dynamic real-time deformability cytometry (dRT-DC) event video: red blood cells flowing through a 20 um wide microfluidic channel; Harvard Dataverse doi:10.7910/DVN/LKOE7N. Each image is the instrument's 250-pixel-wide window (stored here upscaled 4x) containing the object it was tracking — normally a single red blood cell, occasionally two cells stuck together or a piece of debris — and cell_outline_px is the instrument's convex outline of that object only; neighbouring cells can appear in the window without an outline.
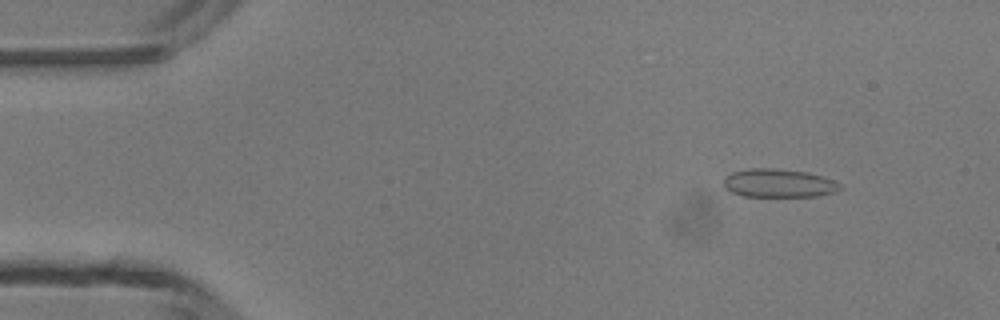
{"species": "common noctule bat (a hibernating species)", "species_latin": "Nyctalus noctula", "temperature_condition": "room temperature", "stored_images_in_passage": 47, "camera_frame_rate_fps": 3000, "um_per_image_px": 0.085, "animal": {"sex": "male", "body_mass_g": 13.3}, "frame": {"image": 1, "passage_image": 5, "time_ms": 1.333, "image_size_px": [1000, 320], "cell_outline_px": [[840, 188], [836, 192], [816, 196], [744, 196], [732, 192], [724, 188], [724, 176], [732, 172], [748, 168], [776, 168], [808, 172], [832, 180], [840, 184]], "centroid_in_image_um": [66.14, 15.56], "position_along_channel_um": 18.9, "area_um2": 19.25}}
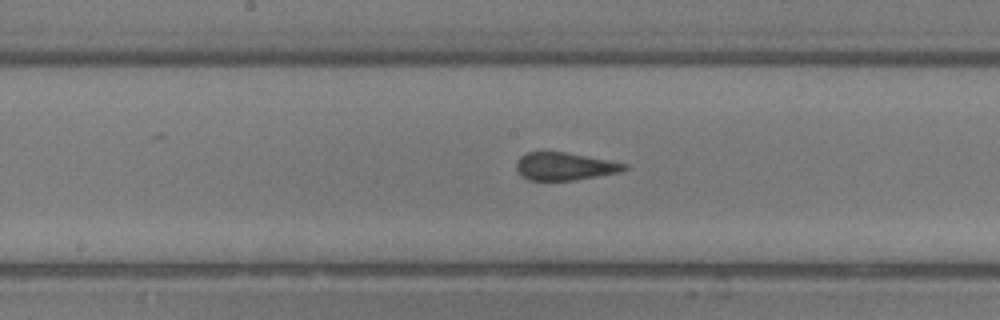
{"frame": {"image": 2, "passage_image": 24, "time_ms": 7.667, "image_size_px": [1000, 320], "cell_outline_px": [[628, 168], [620, 172], [572, 180], [528, 180], [516, 168], [516, 160], [520, 156], [528, 152], [564, 152], [608, 160], [628, 164]], "centroid_in_image_um": [47.99, 14.13], "position_along_channel_um": 200.2, "area_um2": 17.17}}
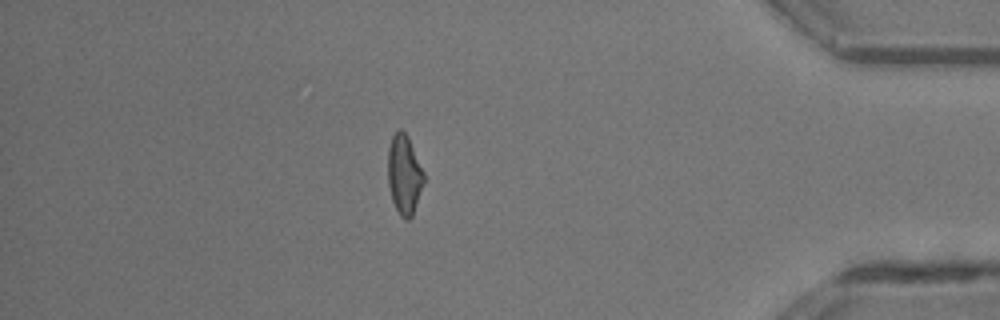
{"frame": {"image": 3, "passage_image": 41, "time_ms": 13.333, "image_size_px": [1000, 320], "cell_outline_px": [[424, 180], [412, 216], [408, 220], [404, 220], [400, 216], [392, 200], [388, 184], [388, 148], [392, 136], [400, 128], [408, 136], [424, 172]], "centroid_in_image_um": [34.35, 14.83], "position_along_channel_um": 400.9, "area_um2": 16.53}}